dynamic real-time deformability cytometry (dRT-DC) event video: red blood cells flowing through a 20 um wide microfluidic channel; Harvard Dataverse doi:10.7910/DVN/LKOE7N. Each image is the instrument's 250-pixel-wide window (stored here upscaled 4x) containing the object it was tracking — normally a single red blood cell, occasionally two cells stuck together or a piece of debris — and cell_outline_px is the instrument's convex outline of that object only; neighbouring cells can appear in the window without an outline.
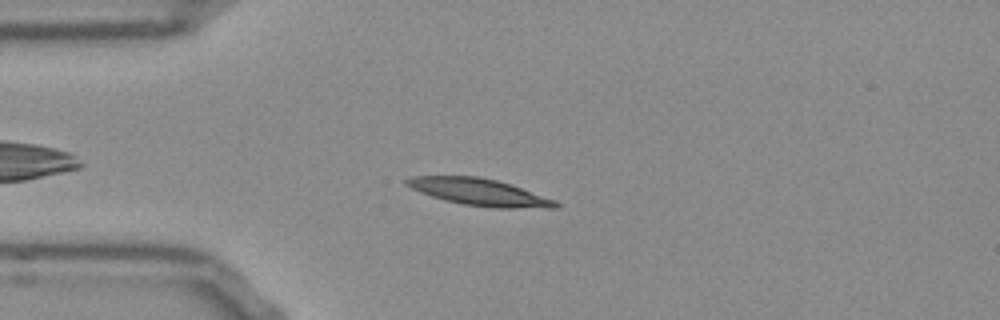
{"species": "Egyptian fruit bat (a non-hibernating species)", "species_latin": "Rousettus aegyptiacus", "temperature_condition": "room temperature", "stored_images_in_passage": 47, "camera_frame_rate_fps": 3000, "um_per_image_px": 0.085, "frame": {"image": 1, "passage_image": 7, "time_ms": 2.0, "image_size_px": [1000, 320], "cell_outline_px": [[560, 208], [492, 208], [464, 204], [444, 200], [432, 196], [412, 188], [404, 184], [404, 180], [412, 176], [476, 176], [496, 180], [556, 200], [560, 204]], "centroid_in_image_um": [40.75, 16.34], "position_along_channel_um": 44.2, "area_um2": 23.12}}
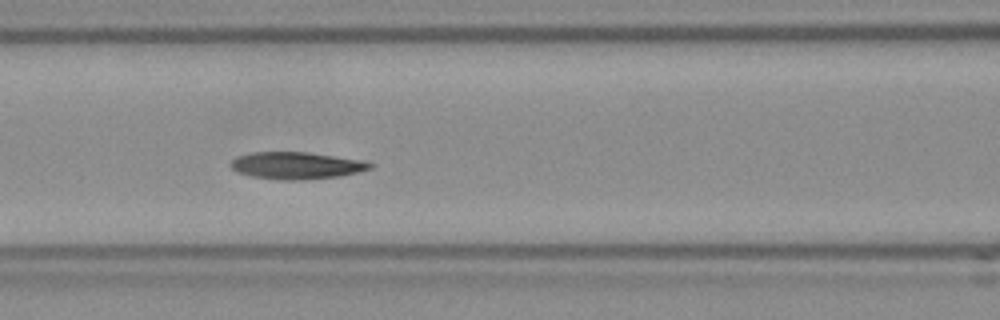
{"frame": {"image": 2, "passage_image": 16, "time_ms": 5.0, "image_size_px": [1000, 320], "cell_outline_px": [[372, 168], [340, 176], [304, 180], [276, 180], [252, 176], [240, 172], [232, 168], [228, 164], [236, 156], [252, 152], [308, 152], [364, 160], [372, 164]], "centroid_in_image_um": [25.18, 14.07], "position_along_channel_um": 141.4, "area_um2": 22.02}}
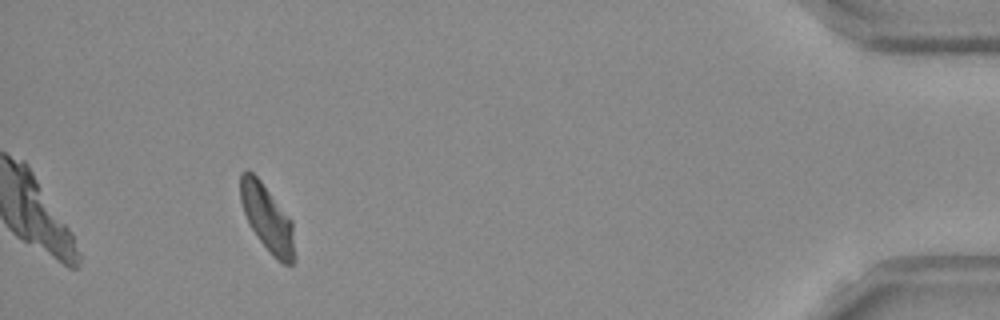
{"frame": {"image": 3, "passage_image": 43, "time_ms": 14.0, "image_size_px": [1000, 320], "cell_outline_px": [[296, 260], [292, 264], [284, 264], [256, 236], [244, 212], [240, 200], [240, 172], [248, 168], [260, 180], [292, 220], [296, 256]], "centroid_in_image_um": [22.73, 18.51], "position_along_channel_um": 412.5, "area_um2": 20.75}, "authors_computed_cell_mechanics": {"area_um2": 21.675, "velocity_mm_per_s": 3.7652, "shape_relaxation_time_tau1_ms": 4.0431, "shape_relaxation_time_tau2_ms": 2.9862, "deformation_change_tau1": 0.1581, "deformation_change_tau2": 0.0753}}